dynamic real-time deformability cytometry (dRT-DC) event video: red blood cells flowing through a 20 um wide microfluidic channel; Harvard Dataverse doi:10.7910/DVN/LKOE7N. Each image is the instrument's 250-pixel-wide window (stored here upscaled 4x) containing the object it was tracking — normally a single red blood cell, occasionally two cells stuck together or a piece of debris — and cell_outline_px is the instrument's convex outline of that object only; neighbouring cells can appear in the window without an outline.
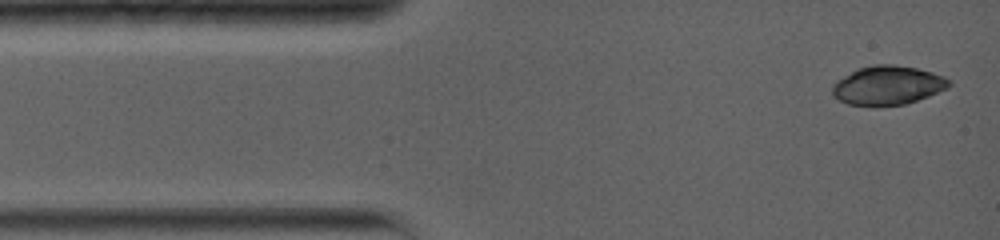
{"species": "common noctule bat (a hibernating species)", "species_latin": "Nyctalus noctula", "temperature_condition": "warm", "stored_images_in_passage": 4, "camera_frame_rate_fps": 5000, "um_per_image_px": 0.085, "animal": {"sex": "female", "body_mass_g": 19.0, "forearm_length_mm": 56.7}, "frame": {"image": 1, "passage_image": 1, "time_ms": 0.0, "image_size_px": [1000, 240], "cell_outline_px": [[952, 84], [948, 88], [928, 96], [904, 104], [848, 104], [840, 100], [832, 92], [832, 84], [836, 80], [860, 68], [872, 64], [892, 64], [916, 68], [932, 72], [944, 76]], "centroid_in_image_um": [75.48, 7.22], "position_along_channel_um": 9.5, "area_um2": 25.89}}